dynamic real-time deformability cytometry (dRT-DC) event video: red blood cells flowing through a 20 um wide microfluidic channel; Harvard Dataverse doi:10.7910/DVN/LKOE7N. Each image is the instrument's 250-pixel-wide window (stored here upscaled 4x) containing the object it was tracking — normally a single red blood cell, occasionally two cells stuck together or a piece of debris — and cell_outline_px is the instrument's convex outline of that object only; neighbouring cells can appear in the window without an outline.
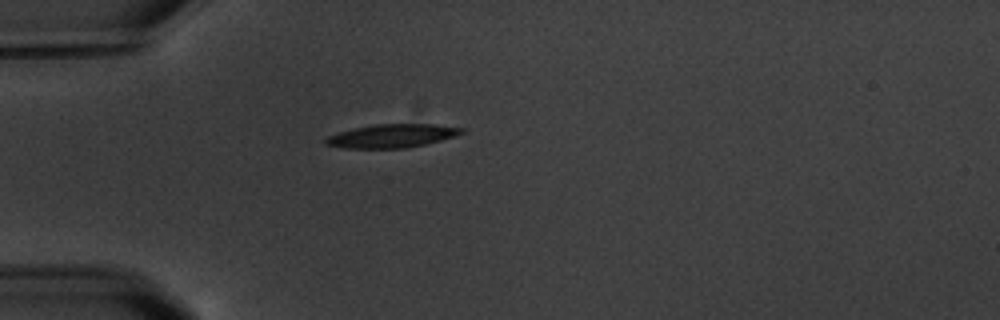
{"species": "common noctule bat (a hibernating species)", "species_latin": "Nyctalus noctula", "temperature_condition": "warm", "stored_images_in_passage": 1, "camera_frame_rate_fps": 3000, "um_per_image_px": 0.085, "animal": {"sex": "male", "body_mass_g": 20.1, "forearm_length_mm": 53.5}, "frame": {"image": 1, "passage_image": 1, "time_ms": 0.0, "image_size_px": [1000, 320], "cell_outline_px": [[468, 128], [464, 132], [440, 140], [424, 144], [404, 148], [344, 148], [324, 144], [324, 140], [328, 136], [340, 132], [356, 128], [376, 124], [436, 124]], "centroid_in_image_um": [33.33, 11.54], "position_along_channel_um": 51.7, "area_um2": 18.38}}